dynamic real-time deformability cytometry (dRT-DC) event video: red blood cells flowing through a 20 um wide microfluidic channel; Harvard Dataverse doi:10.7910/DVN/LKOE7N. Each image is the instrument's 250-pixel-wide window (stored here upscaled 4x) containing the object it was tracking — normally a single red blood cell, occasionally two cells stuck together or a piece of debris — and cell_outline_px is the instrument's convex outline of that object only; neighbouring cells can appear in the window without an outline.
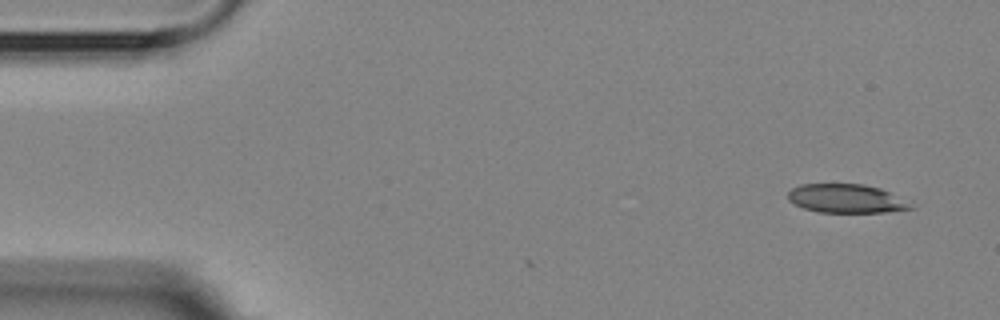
{"species": "Egyptian fruit bat (a non-hibernating species)", "species_latin": "Rousettus aegyptiacus", "temperature_condition": "room temperature", "stored_images_in_passage": 3, "camera_frame_rate_fps": 3000, "um_per_image_px": 0.085, "animal": {"sex": "female"}, "frame": {"image": 1, "passage_image": 1, "time_ms": 0.0, "image_size_px": [1000, 320], "cell_outline_px": [[912, 208], [884, 212], [816, 212], [804, 208], [788, 200], [788, 192], [792, 188], [800, 184], [864, 184], [880, 188], [888, 192]], "centroid_in_image_um": [71.79, 16.87], "position_along_channel_um": 13.2, "area_um2": 19.94}}